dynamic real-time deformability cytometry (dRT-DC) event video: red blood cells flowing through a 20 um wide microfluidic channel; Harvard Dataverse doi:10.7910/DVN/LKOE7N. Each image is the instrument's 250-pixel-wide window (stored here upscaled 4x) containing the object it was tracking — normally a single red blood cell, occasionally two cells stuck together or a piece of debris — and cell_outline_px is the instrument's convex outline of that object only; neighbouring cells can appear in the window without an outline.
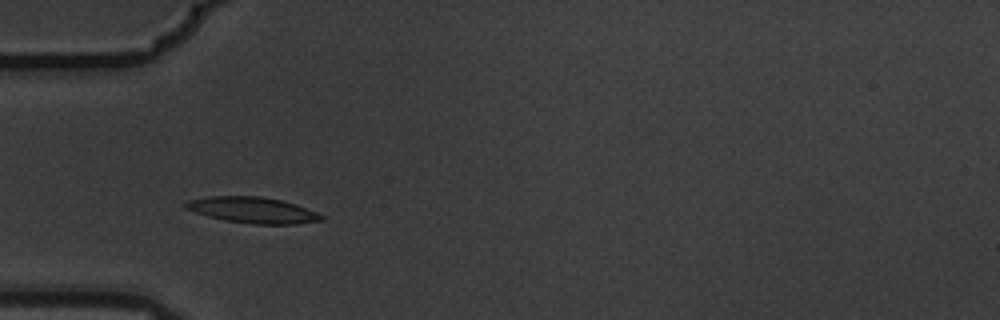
{"species": "common noctule bat (a hibernating species)", "species_latin": "Nyctalus noctula", "temperature_condition": "warm", "stored_images_in_passage": 9, "camera_frame_rate_fps": 3000, "um_per_image_px": 0.085, "animal": {"sex": "male", "body_mass_g": 19.5, "forearm_length_mm": 54.6}, "frame": {"image": 1, "passage_image": 4, "time_ms": 1.0, "image_size_px": [1000, 320], "cell_outline_px": [[324, 220], [292, 224], [252, 224], [224, 220], [208, 216], [184, 208], [180, 204], [188, 200], [208, 196], [260, 196], [280, 200], [296, 204], [316, 212], [324, 216]], "centroid_in_image_um": [21.43, 17.85], "position_along_channel_um": 63.6, "area_um2": 20.58}}
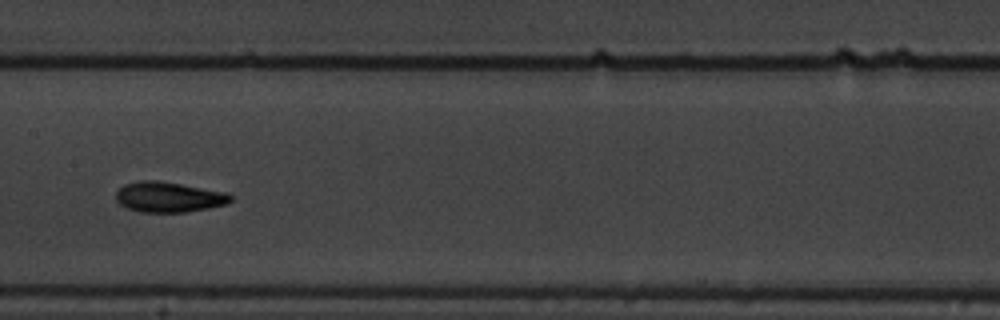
{"frame": {"image": 2, "passage_image": 7, "time_ms": 2.0, "image_size_px": [1000, 320], "cell_outline_px": [[232, 200], [228, 204], [208, 208], [184, 212], [140, 212], [128, 208], [120, 204], [116, 200], [116, 192], [124, 184], [140, 180], [156, 180], [228, 192], [232, 196]], "centroid_in_image_um": [14.35, 16.74], "position_along_channel_um": 193.0, "area_um2": 20.29}}
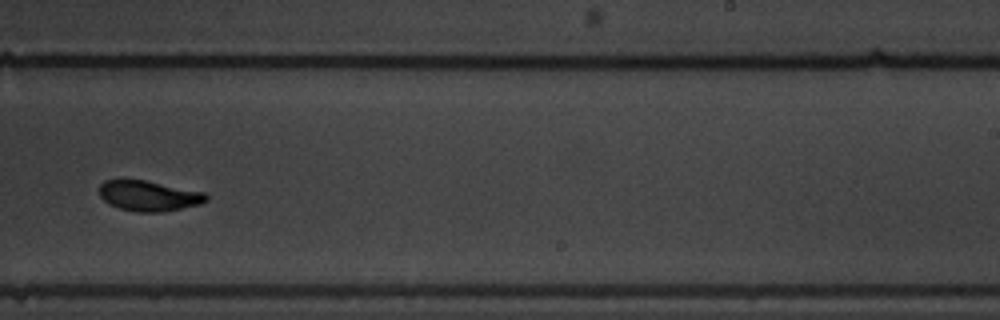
{"frame": {"image": 3, "passage_image": 9, "time_ms": 2.667, "image_size_px": [1000, 320], "cell_outline_px": [[208, 200], [200, 204], [160, 212], [136, 212], [120, 208], [108, 204], [100, 196], [100, 184], [104, 180], [116, 176], [144, 180], [204, 192], [208, 196]], "centroid_in_image_um": [12.57, 16.6], "position_along_channel_um": 276.4, "area_um2": 19.31}}